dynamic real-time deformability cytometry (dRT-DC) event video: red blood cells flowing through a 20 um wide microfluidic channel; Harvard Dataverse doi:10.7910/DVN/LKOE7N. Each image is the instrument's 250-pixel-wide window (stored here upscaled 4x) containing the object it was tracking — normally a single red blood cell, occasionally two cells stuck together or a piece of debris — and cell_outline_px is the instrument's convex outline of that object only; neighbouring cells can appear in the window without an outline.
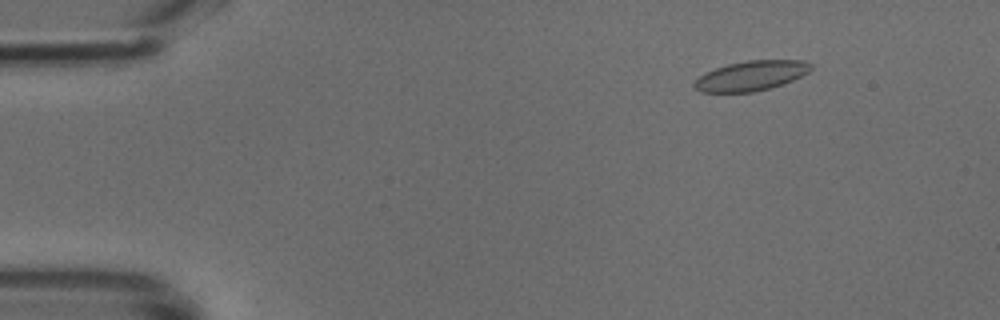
{"species": "common noctule bat (a hibernating species)", "species_latin": "Nyctalus noctula", "temperature_condition": "cold", "stored_images_in_passage": 49, "camera_frame_rate_fps": 3000, "um_per_image_px": 0.085, "animal": {"sex": "male", "body_mass_g": 18.8}, "frame": {"image": 1, "passage_image": 6, "time_ms": 1.667, "image_size_px": [1000, 320], "cell_outline_px": [[812, 68], [808, 72], [792, 80], [772, 88], [752, 92], [700, 92], [692, 84], [700, 76], [716, 68], [728, 64], [748, 60], [804, 60], [812, 64]], "centroid_in_image_um": [63.87, 6.44], "position_along_channel_um": 21.1, "area_um2": 20.11}}
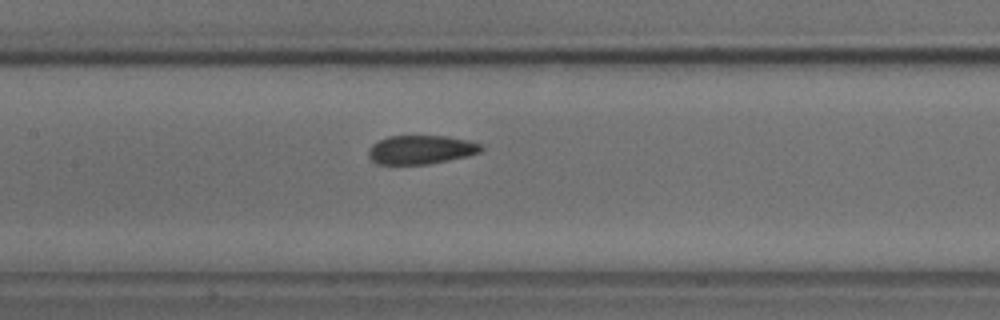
{"frame": {"image": 2, "passage_image": 23, "time_ms": 7.333, "image_size_px": [1000, 320], "cell_outline_px": [[484, 148], [480, 152], [468, 156], [428, 164], [376, 164], [368, 156], [368, 148], [372, 144], [388, 136], [448, 136], [468, 140], [484, 144]], "centroid_in_image_um": [35.8, 12.72], "position_along_channel_um": 171.6, "area_um2": 19.07}}
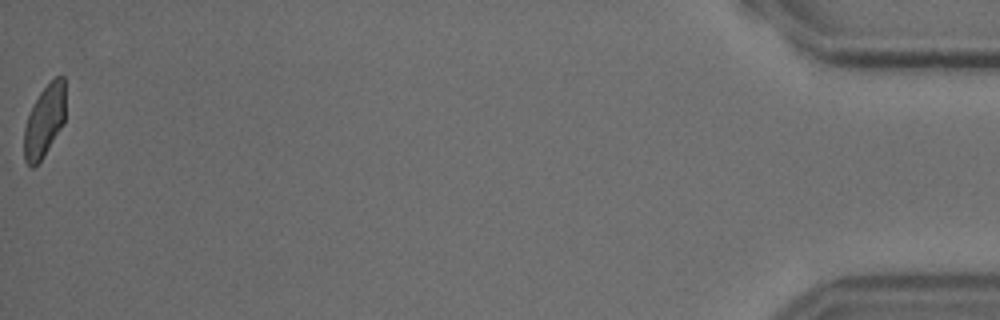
{"frame": {"image": 3, "passage_image": 49, "time_ms": 16.0, "image_size_px": [1000, 320], "cell_outline_px": [[64, 124], [44, 156], [32, 168], [24, 160], [24, 128], [32, 104], [40, 92], [56, 76], [64, 76]], "centroid_in_image_um": [3.77, 10.3], "position_along_channel_um": 431.4, "area_um2": 17.28}}